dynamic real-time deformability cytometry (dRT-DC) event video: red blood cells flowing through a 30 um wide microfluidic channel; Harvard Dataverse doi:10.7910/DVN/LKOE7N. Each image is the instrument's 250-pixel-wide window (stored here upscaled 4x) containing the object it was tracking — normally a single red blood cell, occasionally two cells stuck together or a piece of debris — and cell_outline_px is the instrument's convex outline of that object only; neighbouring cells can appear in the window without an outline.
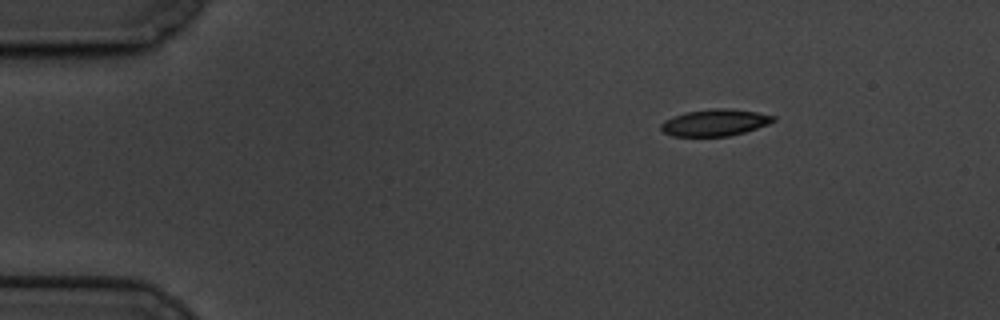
{"species": "common noctule bat (a hibernating species)", "species_latin": "Nyctalus noctula", "temperature_condition": "cold", "stored_images_in_passage": 52, "camera_frame_rate_fps": 3000, "um_per_image_px": 0.085, "animal": {"sex": "male", "body_mass_g": 19.5, "forearm_length_mm": 54.6}, "frame": {"image": 1, "passage_image": 1, "time_ms": 0.0, "image_size_px": [1000, 320], "cell_outline_px": [[776, 120], [768, 124], [744, 132], [728, 136], [672, 136], [664, 132], [660, 128], [660, 124], [664, 120], [688, 112], [712, 108], [728, 108], [756, 112], [776, 116]], "centroid_in_image_um": [60.78, 10.42], "position_along_channel_um": 24.2, "area_um2": 17.34}}
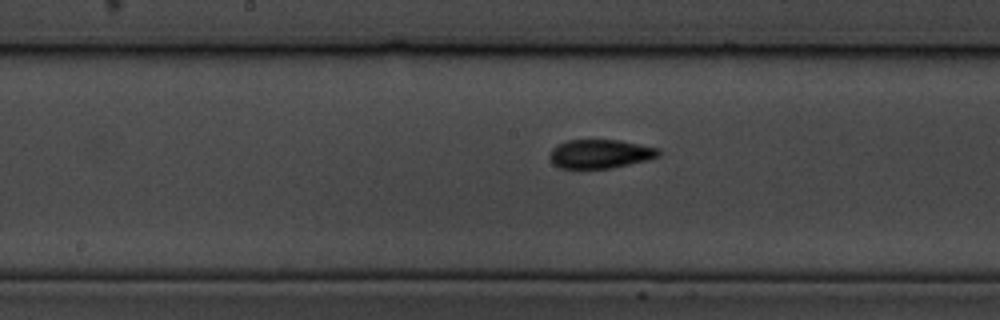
{"frame": {"image": 2, "passage_image": 23, "time_ms": 7.333, "image_size_px": [1000, 320], "cell_outline_px": [[660, 156], [612, 168], [560, 168], [552, 164], [548, 156], [552, 148], [568, 140], [616, 140], [660, 148]], "centroid_in_image_um": [50.98, 13.08], "position_along_channel_um": 197.2, "area_um2": 18.15}}
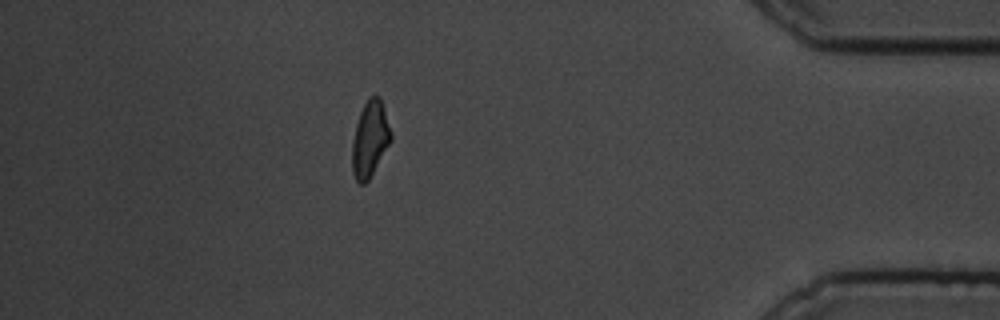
{"frame": {"image": 3, "passage_image": 45, "time_ms": 14.667, "image_size_px": [1000, 320], "cell_outline_px": [[392, 140], [368, 180], [364, 184], [360, 184], [356, 180], [352, 172], [352, 140], [356, 124], [360, 112], [368, 96], [380, 96], [392, 132]], "centroid_in_image_um": [31.45, 11.8], "position_along_channel_um": 403.8, "area_um2": 17.22}, "authors_computed_cell_mechanics": {"area_um2": 17.6868, "velocity_mm_per_s": 3.3766, "shape_relaxation_time_tau1_ms": 4.0433, "shape_relaxation_time_tau2_ms": 2.7136, "deformation_change_tau1": 0.1362, "deformation_change_tau2": 0.0787}}